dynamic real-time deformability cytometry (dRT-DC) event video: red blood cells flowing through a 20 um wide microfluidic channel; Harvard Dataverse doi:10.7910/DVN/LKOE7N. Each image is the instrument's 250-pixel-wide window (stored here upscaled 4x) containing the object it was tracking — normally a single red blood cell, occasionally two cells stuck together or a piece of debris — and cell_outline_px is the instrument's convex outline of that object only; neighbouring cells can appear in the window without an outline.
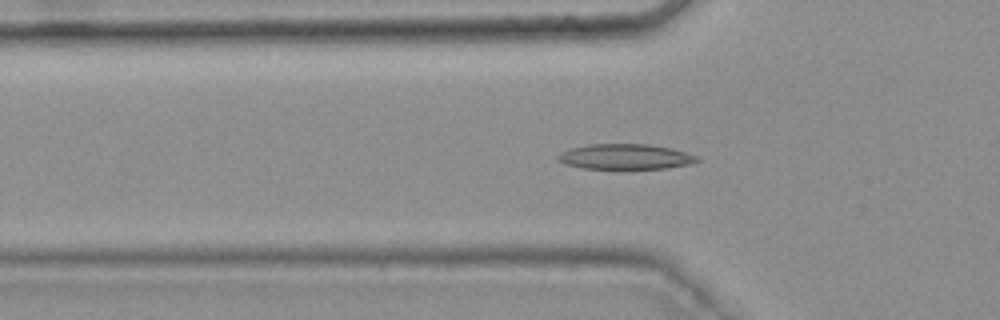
{"species": "common noctule bat (a hibernating species)", "species_latin": "Nyctalus noctula", "temperature_condition": "warm", "stored_images_in_passage": 31, "camera_frame_rate_fps": 3000, "um_per_image_px": 0.085, "animal": {"sex": "female", "body_mass_g": 25.1}, "frame": {"image": 1, "passage_image": 2, "time_ms": 0.333, "image_size_px": [1000, 320], "cell_outline_px": [[700, 160], [688, 164], [668, 168], [580, 168], [564, 164], [556, 160], [556, 156], [560, 152], [572, 148], [588, 144], [648, 144], [672, 148], [696, 156]], "centroid_in_image_um": [53.09, 13.31], "position_along_channel_um": 72.7, "area_um2": 20.4}}
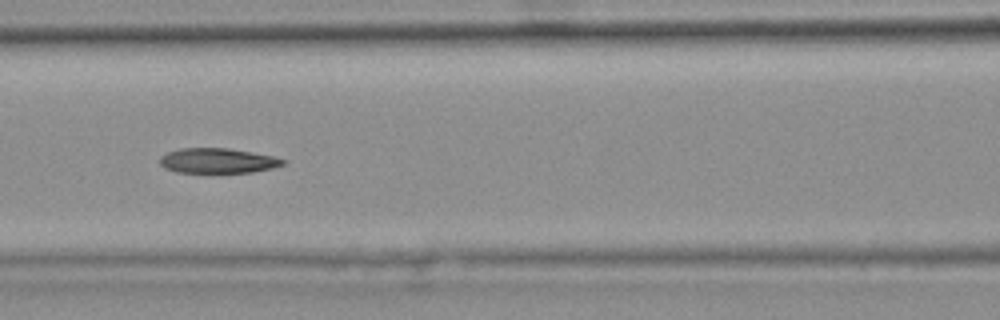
{"frame": {"image": 2, "passage_image": 8, "time_ms": 2.333, "image_size_px": [1000, 320], "cell_outline_px": [[288, 160], [284, 164], [272, 168], [252, 172], [176, 172], [164, 168], [160, 164], [160, 156], [168, 152], [180, 148], [228, 148], [252, 152], [272, 156]], "centroid_in_image_um": [18.5, 13.65], "position_along_channel_um": 148.1, "area_um2": 17.86}}
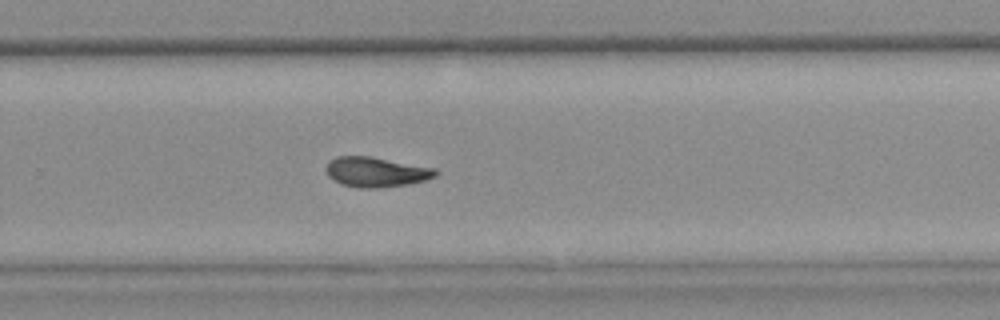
{"frame": {"image": 3, "passage_image": 20, "time_ms": 6.333, "image_size_px": [1000, 320], "cell_outline_px": [[440, 172], [436, 176], [424, 180], [408, 184], [380, 188], [356, 188], [332, 180], [328, 176], [324, 168], [328, 160], [336, 156], [372, 156], [436, 168]], "centroid_in_image_um": [31.95, 14.61], "position_along_channel_um": 297.9, "area_um2": 19.48}, "authors_computed_cell_mechanics": {"area_um2": 18.9006, "velocity_mm_per_s": 3.7539, "shape_relaxation_time_tau1_ms": null, "shape_relaxation_time_tau2_ms": 5.5514, "deformation_change_tau1": null, "deformation_change_tau2": 0.1013}}